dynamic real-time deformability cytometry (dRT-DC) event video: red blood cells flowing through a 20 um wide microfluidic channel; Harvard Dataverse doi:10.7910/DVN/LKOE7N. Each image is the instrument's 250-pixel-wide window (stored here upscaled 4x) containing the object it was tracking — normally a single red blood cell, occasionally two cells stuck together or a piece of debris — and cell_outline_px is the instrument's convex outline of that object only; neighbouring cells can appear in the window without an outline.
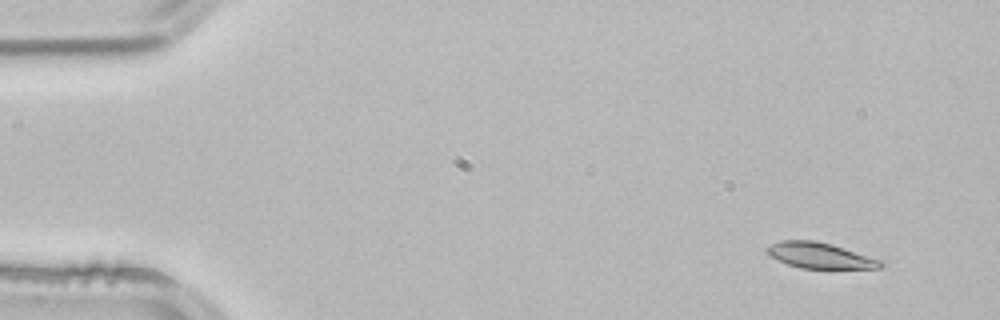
{"species": "common noctule bat (a hibernating species)", "species_latin": "Nyctalus noctula", "temperature_condition": "room temperature", "stored_images_in_passage": 3, "camera_frame_rate_fps": 3000, "um_per_image_px": 0.085, "animal": {"sex": "male", "body_mass_g": 21.5, "forearm_length_mm": 52.0}, "frame": {"image": 1, "passage_image": 1, "time_ms": 0.0, "image_size_px": [1000, 320], "cell_outline_px": [[884, 264], [880, 268], [800, 268], [788, 264], [768, 256], [764, 252], [764, 248], [780, 240], [816, 240], [832, 244], [884, 260]], "centroid_in_image_um": [69.68, 21.7], "position_along_channel_um": 15.3, "area_um2": 17.28}}
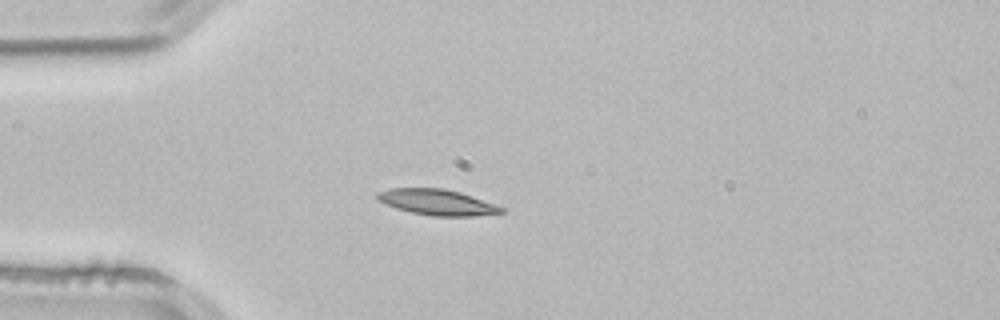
{"frame": {"image": 2, "passage_image": 3, "time_ms": 0.667, "image_size_px": [1000, 320], "cell_outline_px": [[504, 212], [472, 216], [432, 216], [412, 212], [396, 208], [376, 200], [376, 192], [388, 188], [444, 188], [460, 192], [496, 204], [504, 208]], "centroid_in_image_um": [37.12, 17.18], "position_along_channel_um": 47.9, "area_um2": 18.67}}